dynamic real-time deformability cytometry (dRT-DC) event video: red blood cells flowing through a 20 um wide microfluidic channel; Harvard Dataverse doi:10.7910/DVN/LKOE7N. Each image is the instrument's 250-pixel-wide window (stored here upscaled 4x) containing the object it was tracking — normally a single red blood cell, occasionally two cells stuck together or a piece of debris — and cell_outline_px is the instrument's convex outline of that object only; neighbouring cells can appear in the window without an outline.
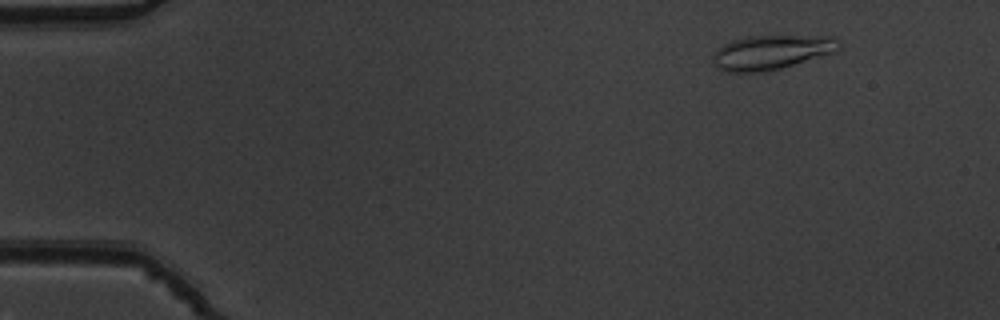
{"species": "common noctule bat (a hibernating species)", "species_latin": "Nyctalus noctula", "temperature_condition": "warm", "stored_images_in_passage": 10, "camera_frame_rate_fps": 3000, "um_per_image_px": 0.085, "animal": {"sex": "male", "body_mass_g": 19.5, "forearm_length_mm": 54.6}, "frame": {"image": 1, "passage_image": 1, "time_ms": 0.0, "image_size_px": [1000, 320], "cell_outline_px": [[840, 48], [836, 52], [780, 68], [764, 72], [728, 72], [716, 68], [712, 64], [712, 52], [716, 48], [732, 40], [748, 36], [836, 36], [840, 40]], "centroid_in_image_um": [65.55, 4.44], "position_along_channel_um": 19.5, "area_um2": 25.61}}